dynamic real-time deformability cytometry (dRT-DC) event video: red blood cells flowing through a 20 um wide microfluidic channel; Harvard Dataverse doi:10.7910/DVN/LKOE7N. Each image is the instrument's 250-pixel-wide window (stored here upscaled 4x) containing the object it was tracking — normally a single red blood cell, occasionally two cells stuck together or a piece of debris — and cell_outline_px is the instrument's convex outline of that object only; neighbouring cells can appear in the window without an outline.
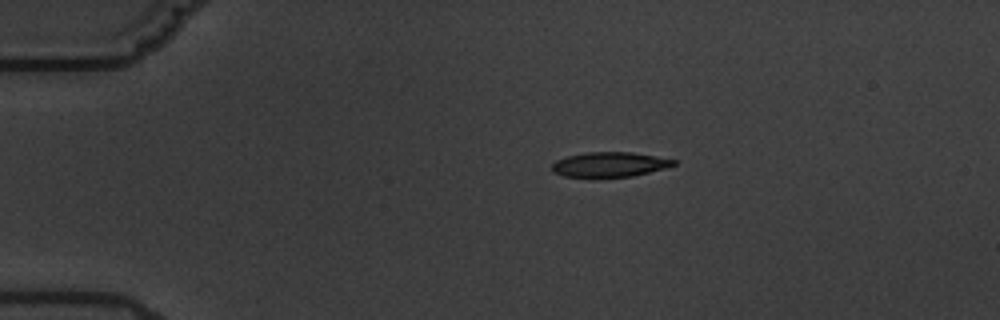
{"species": "common noctule bat (a hibernating species)", "species_latin": "Nyctalus noctula", "temperature_condition": "warm", "stored_images_in_passage": 6, "camera_frame_rate_fps": 3000, "um_per_image_px": 0.085, "animal": {"sex": "male", "body_mass_g": 19.5, "forearm_length_mm": 54.6}, "frame": {"image": 1, "passage_image": 4, "time_ms": 3.667, "image_size_px": [1000, 320], "cell_outline_px": [[676, 164], [664, 168], [632, 176], [564, 176], [552, 172], [552, 164], [556, 160], [568, 156], [588, 152], [632, 152], [676, 160]], "centroid_in_image_um": [51.8, 13.97], "position_along_channel_um": 33.2, "area_um2": 17.17}}